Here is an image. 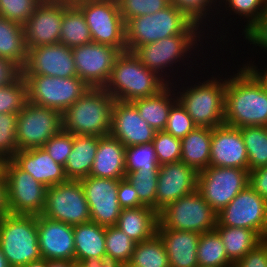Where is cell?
<instances>
[{"mask_svg":"<svg viewBox=\"0 0 267 267\" xmlns=\"http://www.w3.org/2000/svg\"><path fill=\"white\" fill-rule=\"evenodd\" d=\"M73 233L75 263L93 257L101 258L106 254L105 227L90 221L73 226Z\"/></svg>","mask_w":267,"mask_h":267,"instance_id":"cell-32","label":"cell"},{"mask_svg":"<svg viewBox=\"0 0 267 267\" xmlns=\"http://www.w3.org/2000/svg\"><path fill=\"white\" fill-rule=\"evenodd\" d=\"M249 185L267 201V166L249 171Z\"/></svg>","mask_w":267,"mask_h":267,"instance_id":"cell-54","label":"cell"},{"mask_svg":"<svg viewBox=\"0 0 267 267\" xmlns=\"http://www.w3.org/2000/svg\"><path fill=\"white\" fill-rule=\"evenodd\" d=\"M232 267H267V239H263Z\"/></svg>","mask_w":267,"mask_h":267,"instance_id":"cell-51","label":"cell"},{"mask_svg":"<svg viewBox=\"0 0 267 267\" xmlns=\"http://www.w3.org/2000/svg\"><path fill=\"white\" fill-rule=\"evenodd\" d=\"M117 196L122 209L144 206L139 200L136 189L126 177L119 180Z\"/></svg>","mask_w":267,"mask_h":267,"instance_id":"cell-52","label":"cell"},{"mask_svg":"<svg viewBox=\"0 0 267 267\" xmlns=\"http://www.w3.org/2000/svg\"><path fill=\"white\" fill-rule=\"evenodd\" d=\"M0 57L9 59L21 68L27 59L23 25L0 16Z\"/></svg>","mask_w":267,"mask_h":267,"instance_id":"cell-34","label":"cell"},{"mask_svg":"<svg viewBox=\"0 0 267 267\" xmlns=\"http://www.w3.org/2000/svg\"><path fill=\"white\" fill-rule=\"evenodd\" d=\"M72 0H42L23 24L26 48L57 44L60 41L64 9Z\"/></svg>","mask_w":267,"mask_h":267,"instance_id":"cell-18","label":"cell"},{"mask_svg":"<svg viewBox=\"0 0 267 267\" xmlns=\"http://www.w3.org/2000/svg\"><path fill=\"white\" fill-rule=\"evenodd\" d=\"M265 2H266V0H222L219 3L218 12H217V15H216V17L217 16L218 17L215 18V21H214L215 23L206 31L208 39L211 40L210 42L216 41V42H213V45H215V44L217 45V42H218V45L219 46L221 45L220 48H219L220 51L222 50V48H223V50L225 49L223 46L226 44L227 48L225 50L229 51V54H230V52L232 50L231 57L233 59V55H234V57L236 56L235 55L236 54V52H235L236 49L234 50V48H236L234 46H236V45L232 44V42H234V39L233 40H231V39L229 40V38H231V36L234 35V34H229V31H232L230 33L234 32L233 28H231L232 24L237 22L236 21L237 19H238V21L240 19V21L244 20L243 22L244 23L246 22L245 25H243L244 24L243 22L240 25L242 30H239V31H241V33H242L241 36L243 37L260 20L261 15L263 14L264 7H265ZM231 15L232 16L235 15L236 17L235 16L231 17ZM229 16H230V19H228ZM226 18L230 23L234 18V20L232 21L233 23L230 24L227 20H225ZM217 20H219V21H217ZM223 21H224V23H223ZM225 21L228 23V25H226ZM216 24H217V27H215ZM227 26H229V27H227ZM219 27H221L222 29L219 28ZM242 27H244V28H242ZM230 28H231V30H228ZM218 29H220V30H218ZM213 32L215 34H213ZM228 34H229L230 37L228 36ZM226 37H228V39ZM220 42L223 43V44H221ZM224 42H226V43H224ZM229 42H231V43H229ZM228 43H229L230 47H228ZM232 46H233V49H232ZM228 48L229 49L231 48V49L227 50Z\"/></svg>","mask_w":267,"mask_h":267,"instance_id":"cell-16","label":"cell"},{"mask_svg":"<svg viewBox=\"0 0 267 267\" xmlns=\"http://www.w3.org/2000/svg\"><path fill=\"white\" fill-rule=\"evenodd\" d=\"M159 169H139L127 172L126 178L136 189L139 200L144 206L155 210L156 189L158 184Z\"/></svg>","mask_w":267,"mask_h":267,"instance_id":"cell-40","label":"cell"},{"mask_svg":"<svg viewBox=\"0 0 267 267\" xmlns=\"http://www.w3.org/2000/svg\"><path fill=\"white\" fill-rule=\"evenodd\" d=\"M192 23L173 4L156 13L134 17L125 23L127 51L133 52L139 46L182 34Z\"/></svg>","mask_w":267,"mask_h":267,"instance_id":"cell-7","label":"cell"},{"mask_svg":"<svg viewBox=\"0 0 267 267\" xmlns=\"http://www.w3.org/2000/svg\"><path fill=\"white\" fill-rule=\"evenodd\" d=\"M239 129L248 155V170L267 166V127L246 126Z\"/></svg>","mask_w":267,"mask_h":267,"instance_id":"cell-37","label":"cell"},{"mask_svg":"<svg viewBox=\"0 0 267 267\" xmlns=\"http://www.w3.org/2000/svg\"><path fill=\"white\" fill-rule=\"evenodd\" d=\"M73 267H82L79 263H74Z\"/></svg>","mask_w":267,"mask_h":267,"instance_id":"cell-63","label":"cell"},{"mask_svg":"<svg viewBox=\"0 0 267 267\" xmlns=\"http://www.w3.org/2000/svg\"><path fill=\"white\" fill-rule=\"evenodd\" d=\"M168 83L143 66L133 52H121L115 59L104 89L116 100L132 102L158 94Z\"/></svg>","mask_w":267,"mask_h":267,"instance_id":"cell-4","label":"cell"},{"mask_svg":"<svg viewBox=\"0 0 267 267\" xmlns=\"http://www.w3.org/2000/svg\"><path fill=\"white\" fill-rule=\"evenodd\" d=\"M163 241L170 267H199L197 248L200 233L157 228Z\"/></svg>","mask_w":267,"mask_h":267,"instance_id":"cell-26","label":"cell"},{"mask_svg":"<svg viewBox=\"0 0 267 267\" xmlns=\"http://www.w3.org/2000/svg\"><path fill=\"white\" fill-rule=\"evenodd\" d=\"M158 165L178 162L181 159V139L165 131H156L152 142Z\"/></svg>","mask_w":267,"mask_h":267,"instance_id":"cell-45","label":"cell"},{"mask_svg":"<svg viewBox=\"0 0 267 267\" xmlns=\"http://www.w3.org/2000/svg\"><path fill=\"white\" fill-rule=\"evenodd\" d=\"M82 267H122V262L105 254L101 258H89L79 262Z\"/></svg>","mask_w":267,"mask_h":267,"instance_id":"cell-56","label":"cell"},{"mask_svg":"<svg viewBox=\"0 0 267 267\" xmlns=\"http://www.w3.org/2000/svg\"><path fill=\"white\" fill-rule=\"evenodd\" d=\"M42 0H0V16L24 24Z\"/></svg>","mask_w":267,"mask_h":267,"instance_id":"cell-48","label":"cell"},{"mask_svg":"<svg viewBox=\"0 0 267 267\" xmlns=\"http://www.w3.org/2000/svg\"><path fill=\"white\" fill-rule=\"evenodd\" d=\"M28 86V102L63 114L90 87L79 77L22 75Z\"/></svg>","mask_w":267,"mask_h":267,"instance_id":"cell-10","label":"cell"},{"mask_svg":"<svg viewBox=\"0 0 267 267\" xmlns=\"http://www.w3.org/2000/svg\"><path fill=\"white\" fill-rule=\"evenodd\" d=\"M41 215L71 226L90 222V210L80 181L67 180L48 187Z\"/></svg>","mask_w":267,"mask_h":267,"instance_id":"cell-13","label":"cell"},{"mask_svg":"<svg viewBox=\"0 0 267 267\" xmlns=\"http://www.w3.org/2000/svg\"><path fill=\"white\" fill-rule=\"evenodd\" d=\"M217 222L221 226L254 230L262 239H267V201L247 185L217 213Z\"/></svg>","mask_w":267,"mask_h":267,"instance_id":"cell-14","label":"cell"},{"mask_svg":"<svg viewBox=\"0 0 267 267\" xmlns=\"http://www.w3.org/2000/svg\"><path fill=\"white\" fill-rule=\"evenodd\" d=\"M196 124L187 111L177 101L170 109L165 132L173 137L183 139L189 132L196 128Z\"/></svg>","mask_w":267,"mask_h":267,"instance_id":"cell-47","label":"cell"},{"mask_svg":"<svg viewBox=\"0 0 267 267\" xmlns=\"http://www.w3.org/2000/svg\"><path fill=\"white\" fill-rule=\"evenodd\" d=\"M117 2L125 23L137 16L156 13L171 4L170 0H117Z\"/></svg>","mask_w":267,"mask_h":267,"instance_id":"cell-46","label":"cell"},{"mask_svg":"<svg viewBox=\"0 0 267 267\" xmlns=\"http://www.w3.org/2000/svg\"><path fill=\"white\" fill-rule=\"evenodd\" d=\"M0 267H10L0 247Z\"/></svg>","mask_w":267,"mask_h":267,"instance_id":"cell-60","label":"cell"},{"mask_svg":"<svg viewBox=\"0 0 267 267\" xmlns=\"http://www.w3.org/2000/svg\"><path fill=\"white\" fill-rule=\"evenodd\" d=\"M8 213L6 180L2 173L0 175V218Z\"/></svg>","mask_w":267,"mask_h":267,"instance_id":"cell-57","label":"cell"},{"mask_svg":"<svg viewBox=\"0 0 267 267\" xmlns=\"http://www.w3.org/2000/svg\"><path fill=\"white\" fill-rule=\"evenodd\" d=\"M159 169L152 143L129 146L125 150V169L135 172L139 169Z\"/></svg>","mask_w":267,"mask_h":267,"instance_id":"cell-43","label":"cell"},{"mask_svg":"<svg viewBox=\"0 0 267 267\" xmlns=\"http://www.w3.org/2000/svg\"><path fill=\"white\" fill-rule=\"evenodd\" d=\"M93 42L82 12L71 2L65 9L61 23L60 41L73 48Z\"/></svg>","mask_w":267,"mask_h":267,"instance_id":"cell-35","label":"cell"},{"mask_svg":"<svg viewBox=\"0 0 267 267\" xmlns=\"http://www.w3.org/2000/svg\"><path fill=\"white\" fill-rule=\"evenodd\" d=\"M74 263L68 260H47V267H73Z\"/></svg>","mask_w":267,"mask_h":267,"instance_id":"cell-58","label":"cell"},{"mask_svg":"<svg viewBox=\"0 0 267 267\" xmlns=\"http://www.w3.org/2000/svg\"><path fill=\"white\" fill-rule=\"evenodd\" d=\"M100 138L74 135L73 147L64 166L68 180H80L90 175Z\"/></svg>","mask_w":267,"mask_h":267,"instance_id":"cell-30","label":"cell"},{"mask_svg":"<svg viewBox=\"0 0 267 267\" xmlns=\"http://www.w3.org/2000/svg\"><path fill=\"white\" fill-rule=\"evenodd\" d=\"M28 103V86L22 74L12 83L0 87V114H18Z\"/></svg>","mask_w":267,"mask_h":267,"instance_id":"cell-41","label":"cell"},{"mask_svg":"<svg viewBox=\"0 0 267 267\" xmlns=\"http://www.w3.org/2000/svg\"><path fill=\"white\" fill-rule=\"evenodd\" d=\"M119 180L90 175L79 180L84 189L92 222L103 227L116 225L122 210L117 196Z\"/></svg>","mask_w":267,"mask_h":267,"instance_id":"cell-19","label":"cell"},{"mask_svg":"<svg viewBox=\"0 0 267 267\" xmlns=\"http://www.w3.org/2000/svg\"><path fill=\"white\" fill-rule=\"evenodd\" d=\"M157 228L197 233L211 232L217 223V213L196 190L169 204L158 213Z\"/></svg>","mask_w":267,"mask_h":267,"instance_id":"cell-9","label":"cell"},{"mask_svg":"<svg viewBox=\"0 0 267 267\" xmlns=\"http://www.w3.org/2000/svg\"><path fill=\"white\" fill-rule=\"evenodd\" d=\"M253 55V58H251ZM250 57H247L244 61L248 59L246 62H242L241 64L258 80V82L261 84L263 87L264 91L267 93V64L265 63L264 66L256 64V60L254 59V53ZM251 59V60H249ZM255 62V63H254ZM259 67V68H258ZM264 67V68H260Z\"/></svg>","mask_w":267,"mask_h":267,"instance_id":"cell-55","label":"cell"},{"mask_svg":"<svg viewBox=\"0 0 267 267\" xmlns=\"http://www.w3.org/2000/svg\"><path fill=\"white\" fill-rule=\"evenodd\" d=\"M18 114H0V157L10 160L18 151L17 145Z\"/></svg>","mask_w":267,"mask_h":267,"instance_id":"cell-44","label":"cell"},{"mask_svg":"<svg viewBox=\"0 0 267 267\" xmlns=\"http://www.w3.org/2000/svg\"><path fill=\"white\" fill-rule=\"evenodd\" d=\"M170 3L205 32L214 24L219 8L216 0H170Z\"/></svg>","mask_w":267,"mask_h":267,"instance_id":"cell-39","label":"cell"},{"mask_svg":"<svg viewBox=\"0 0 267 267\" xmlns=\"http://www.w3.org/2000/svg\"><path fill=\"white\" fill-rule=\"evenodd\" d=\"M243 39L244 41L246 40V44L253 46L252 49H250V52L251 50L252 52L249 54V56L253 53V51L256 52L255 54H257L260 49H263V51L260 50V52L267 53V0L265 2V7L260 20L250 29L247 34L244 35Z\"/></svg>","mask_w":267,"mask_h":267,"instance_id":"cell-50","label":"cell"},{"mask_svg":"<svg viewBox=\"0 0 267 267\" xmlns=\"http://www.w3.org/2000/svg\"><path fill=\"white\" fill-rule=\"evenodd\" d=\"M158 213L151 207L123 208L116 227L136 243L150 239L157 233Z\"/></svg>","mask_w":267,"mask_h":267,"instance_id":"cell-28","label":"cell"},{"mask_svg":"<svg viewBox=\"0 0 267 267\" xmlns=\"http://www.w3.org/2000/svg\"><path fill=\"white\" fill-rule=\"evenodd\" d=\"M22 267H47V260L44 258H41L36 261H32Z\"/></svg>","mask_w":267,"mask_h":267,"instance_id":"cell-59","label":"cell"},{"mask_svg":"<svg viewBox=\"0 0 267 267\" xmlns=\"http://www.w3.org/2000/svg\"><path fill=\"white\" fill-rule=\"evenodd\" d=\"M37 231L42 258L74 261L73 226L37 215Z\"/></svg>","mask_w":267,"mask_h":267,"instance_id":"cell-24","label":"cell"},{"mask_svg":"<svg viewBox=\"0 0 267 267\" xmlns=\"http://www.w3.org/2000/svg\"><path fill=\"white\" fill-rule=\"evenodd\" d=\"M115 99L104 88H90L63 114V130L73 135L110 134Z\"/></svg>","mask_w":267,"mask_h":267,"instance_id":"cell-5","label":"cell"},{"mask_svg":"<svg viewBox=\"0 0 267 267\" xmlns=\"http://www.w3.org/2000/svg\"><path fill=\"white\" fill-rule=\"evenodd\" d=\"M72 49L77 77L90 88H104L108 83L116 57L117 48L91 42Z\"/></svg>","mask_w":267,"mask_h":267,"instance_id":"cell-17","label":"cell"},{"mask_svg":"<svg viewBox=\"0 0 267 267\" xmlns=\"http://www.w3.org/2000/svg\"><path fill=\"white\" fill-rule=\"evenodd\" d=\"M177 102L172 84H168L158 94L133 100L131 103L138 110L140 117L155 131H164L170 109Z\"/></svg>","mask_w":267,"mask_h":267,"instance_id":"cell-29","label":"cell"},{"mask_svg":"<svg viewBox=\"0 0 267 267\" xmlns=\"http://www.w3.org/2000/svg\"><path fill=\"white\" fill-rule=\"evenodd\" d=\"M0 247L10 267L41 259L37 215L6 214L0 218Z\"/></svg>","mask_w":267,"mask_h":267,"instance_id":"cell-6","label":"cell"},{"mask_svg":"<svg viewBox=\"0 0 267 267\" xmlns=\"http://www.w3.org/2000/svg\"><path fill=\"white\" fill-rule=\"evenodd\" d=\"M204 40L207 45L203 43ZM210 43L211 42L208 39L206 32L198 24L193 22L182 34L173 35L160 39L157 42L139 46L133 51V53L144 67L158 74L168 84H173L175 80L177 81L182 79V76L185 77L194 73L196 75L197 71L202 72V69L200 68H203L201 66L205 65L207 63L206 61L209 60V62H216L214 59H210L218 56H210L213 50L211 49L213 44L211 45ZM205 49H207L208 53ZM203 51H205L206 54L211 52V54L206 55ZM207 56L210 58L207 59ZM197 60H200V63H198L199 61ZM194 65L195 68H193Z\"/></svg>","mask_w":267,"mask_h":267,"instance_id":"cell-1","label":"cell"},{"mask_svg":"<svg viewBox=\"0 0 267 267\" xmlns=\"http://www.w3.org/2000/svg\"><path fill=\"white\" fill-rule=\"evenodd\" d=\"M62 129L63 120L59 111L28 102L18 113V151L42 147Z\"/></svg>","mask_w":267,"mask_h":267,"instance_id":"cell-15","label":"cell"},{"mask_svg":"<svg viewBox=\"0 0 267 267\" xmlns=\"http://www.w3.org/2000/svg\"><path fill=\"white\" fill-rule=\"evenodd\" d=\"M198 172L182 161L159 166L155 211L159 213L169 204L197 190Z\"/></svg>","mask_w":267,"mask_h":267,"instance_id":"cell-21","label":"cell"},{"mask_svg":"<svg viewBox=\"0 0 267 267\" xmlns=\"http://www.w3.org/2000/svg\"><path fill=\"white\" fill-rule=\"evenodd\" d=\"M22 75L77 77L72 49L61 43L27 49Z\"/></svg>","mask_w":267,"mask_h":267,"instance_id":"cell-20","label":"cell"},{"mask_svg":"<svg viewBox=\"0 0 267 267\" xmlns=\"http://www.w3.org/2000/svg\"><path fill=\"white\" fill-rule=\"evenodd\" d=\"M125 150L126 147L118 139L110 135L101 137L90 176L107 179L125 178Z\"/></svg>","mask_w":267,"mask_h":267,"instance_id":"cell-27","label":"cell"},{"mask_svg":"<svg viewBox=\"0 0 267 267\" xmlns=\"http://www.w3.org/2000/svg\"><path fill=\"white\" fill-rule=\"evenodd\" d=\"M156 131L145 122L131 102L114 101L110 136L126 148L153 142Z\"/></svg>","mask_w":267,"mask_h":267,"instance_id":"cell-22","label":"cell"},{"mask_svg":"<svg viewBox=\"0 0 267 267\" xmlns=\"http://www.w3.org/2000/svg\"><path fill=\"white\" fill-rule=\"evenodd\" d=\"M129 263L136 267H170L165 246L157 233L135 244Z\"/></svg>","mask_w":267,"mask_h":267,"instance_id":"cell-38","label":"cell"},{"mask_svg":"<svg viewBox=\"0 0 267 267\" xmlns=\"http://www.w3.org/2000/svg\"><path fill=\"white\" fill-rule=\"evenodd\" d=\"M236 63L233 72H226L224 124L267 127V93L243 65Z\"/></svg>","mask_w":267,"mask_h":267,"instance_id":"cell-3","label":"cell"},{"mask_svg":"<svg viewBox=\"0 0 267 267\" xmlns=\"http://www.w3.org/2000/svg\"><path fill=\"white\" fill-rule=\"evenodd\" d=\"M214 230L221 237L227 256L233 263L241 260L263 240L254 230L221 226L218 222Z\"/></svg>","mask_w":267,"mask_h":267,"instance_id":"cell-33","label":"cell"},{"mask_svg":"<svg viewBox=\"0 0 267 267\" xmlns=\"http://www.w3.org/2000/svg\"><path fill=\"white\" fill-rule=\"evenodd\" d=\"M199 267H232L219 234L213 230L202 233L197 248Z\"/></svg>","mask_w":267,"mask_h":267,"instance_id":"cell-36","label":"cell"},{"mask_svg":"<svg viewBox=\"0 0 267 267\" xmlns=\"http://www.w3.org/2000/svg\"><path fill=\"white\" fill-rule=\"evenodd\" d=\"M82 12L92 41L127 51L125 22L117 0H72Z\"/></svg>","mask_w":267,"mask_h":267,"instance_id":"cell-8","label":"cell"},{"mask_svg":"<svg viewBox=\"0 0 267 267\" xmlns=\"http://www.w3.org/2000/svg\"><path fill=\"white\" fill-rule=\"evenodd\" d=\"M11 160L47 188L68 180L64 166L55 162L42 147L17 151Z\"/></svg>","mask_w":267,"mask_h":267,"instance_id":"cell-25","label":"cell"},{"mask_svg":"<svg viewBox=\"0 0 267 267\" xmlns=\"http://www.w3.org/2000/svg\"><path fill=\"white\" fill-rule=\"evenodd\" d=\"M212 129L196 127L181 139V159L197 172L209 167Z\"/></svg>","mask_w":267,"mask_h":267,"instance_id":"cell-31","label":"cell"},{"mask_svg":"<svg viewBox=\"0 0 267 267\" xmlns=\"http://www.w3.org/2000/svg\"><path fill=\"white\" fill-rule=\"evenodd\" d=\"M22 74V68L15 62L0 57V87L14 82Z\"/></svg>","mask_w":267,"mask_h":267,"instance_id":"cell-53","label":"cell"},{"mask_svg":"<svg viewBox=\"0 0 267 267\" xmlns=\"http://www.w3.org/2000/svg\"><path fill=\"white\" fill-rule=\"evenodd\" d=\"M4 160L0 157V175L3 173Z\"/></svg>","mask_w":267,"mask_h":267,"instance_id":"cell-61","label":"cell"},{"mask_svg":"<svg viewBox=\"0 0 267 267\" xmlns=\"http://www.w3.org/2000/svg\"><path fill=\"white\" fill-rule=\"evenodd\" d=\"M73 143L74 135L62 129L58 134L48 140L42 148L48 152L55 162L65 166Z\"/></svg>","mask_w":267,"mask_h":267,"instance_id":"cell-49","label":"cell"},{"mask_svg":"<svg viewBox=\"0 0 267 267\" xmlns=\"http://www.w3.org/2000/svg\"><path fill=\"white\" fill-rule=\"evenodd\" d=\"M211 63L212 62L208 63L207 61L208 67L205 65L203 68L204 70L202 69L203 72L197 74V77H194V75L191 74L188 75L189 77L185 76L184 78L177 80L178 83L175 81L172 85L175 89L177 101L187 111L196 126L213 129L216 126L223 125L225 121L226 71L222 69L225 65L221 62V69L219 67L216 72L217 69L212 67V72L209 74L210 76L207 75L209 66L211 67L209 64ZM205 69H207V71ZM220 70H223L225 75ZM219 71L220 74L222 73L221 75L218 73ZM201 74L207 76L205 78L204 76L203 78H201L202 76H199L200 78H198V75ZM190 76L193 78L191 79ZM198 79L200 80L198 81ZM202 79L204 80L201 81Z\"/></svg>","mask_w":267,"mask_h":267,"instance_id":"cell-2","label":"cell"},{"mask_svg":"<svg viewBox=\"0 0 267 267\" xmlns=\"http://www.w3.org/2000/svg\"><path fill=\"white\" fill-rule=\"evenodd\" d=\"M122 267H136V266H133L131 263L127 262V263H123Z\"/></svg>","mask_w":267,"mask_h":267,"instance_id":"cell-62","label":"cell"},{"mask_svg":"<svg viewBox=\"0 0 267 267\" xmlns=\"http://www.w3.org/2000/svg\"><path fill=\"white\" fill-rule=\"evenodd\" d=\"M7 205L10 214L41 215L47 187L20 169L11 159L4 160Z\"/></svg>","mask_w":267,"mask_h":267,"instance_id":"cell-11","label":"cell"},{"mask_svg":"<svg viewBox=\"0 0 267 267\" xmlns=\"http://www.w3.org/2000/svg\"><path fill=\"white\" fill-rule=\"evenodd\" d=\"M136 242L118 227H105L106 254L120 260L130 262Z\"/></svg>","mask_w":267,"mask_h":267,"instance_id":"cell-42","label":"cell"},{"mask_svg":"<svg viewBox=\"0 0 267 267\" xmlns=\"http://www.w3.org/2000/svg\"><path fill=\"white\" fill-rule=\"evenodd\" d=\"M209 166L248 170V155L239 128L223 124L212 129Z\"/></svg>","mask_w":267,"mask_h":267,"instance_id":"cell-23","label":"cell"},{"mask_svg":"<svg viewBox=\"0 0 267 267\" xmlns=\"http://www.w3.org/2000/svg\"><path fill=\"white\" fill-rule=\"evenodd\" d=\"M249 185V170L209 166L198 172L197 191L218 213Z\"/></svg>","mask_w":267,"mask_h":267,"instance_id":"cell-12","label":"cell"}]
</instances>
